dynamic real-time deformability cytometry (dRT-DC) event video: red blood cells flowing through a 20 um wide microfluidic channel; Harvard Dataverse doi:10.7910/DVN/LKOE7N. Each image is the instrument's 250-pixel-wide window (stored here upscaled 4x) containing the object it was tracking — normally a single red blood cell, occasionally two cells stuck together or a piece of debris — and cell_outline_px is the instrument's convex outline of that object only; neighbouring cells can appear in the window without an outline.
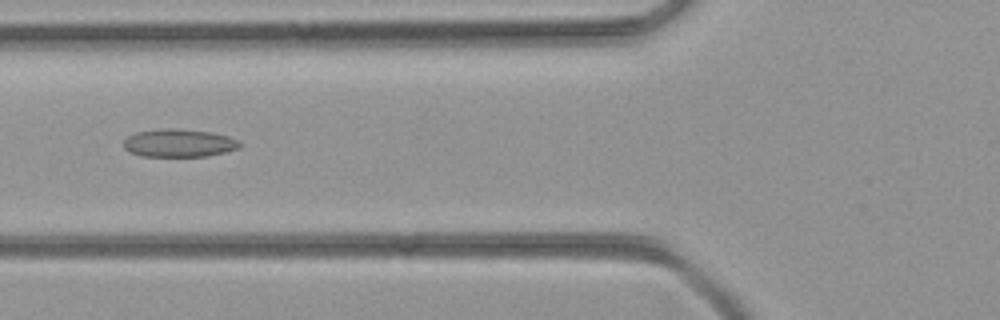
{"species": "common noctule bat (a hibernating species)", "species_latin": "Nyctalus noctula", "temperature_condition": "room temperature", "stored_images_in_passage": 48, "segment_of_instrument_passage": [1, 2], "camera_frame_rate_fps": 3000, "um_per_image_px": 0.085, "animal": {"sex": "female", "body_mass_g": 21.9}, "frame": {"image": 1, "passage_image": 18, "time_ms": 5.667, "image_size_px": [1000, 320], "cell_outline_px": [[240, 148], [208, 156], [140, 156], [124, 148], [124, 140], [128, 136], [136, 132], [164, 128], [172, 128], [212, 132], [228, 136], [236, 140], [240, 144]], "centroid_in_image_um": [15.2, 12.15], "position_along_channel_um": 110.6, "area_um2": 18.79}}
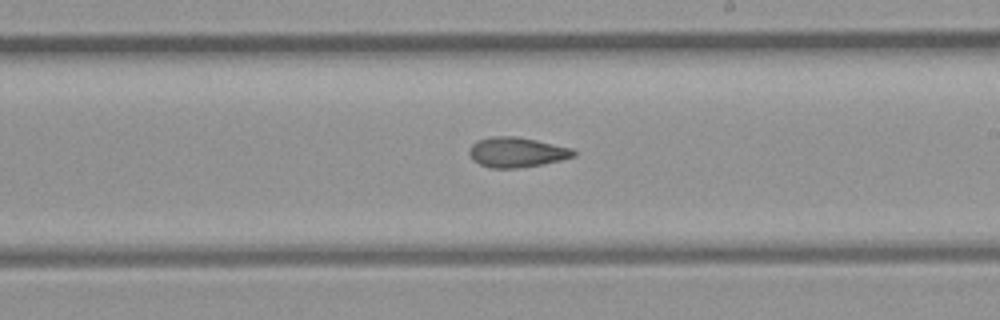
{"frame": {"image": 2, "passage_image": 27, "time_ms": 8.667, "image_size_px": [1000, 320], "cell_outline_px": [[576, 156], [560, 160], [540, 164], [516, 168], [488, 168], [472, 160], [468, 152], [468, 148], [476, 140], [492, 136], [516, 136], [536, 140], [572, 148], [576, 152]], "centroid_in_image_um": [43.87, 12.93], "position_along_channel_um": 245.1, "area_um2": 18.32}}
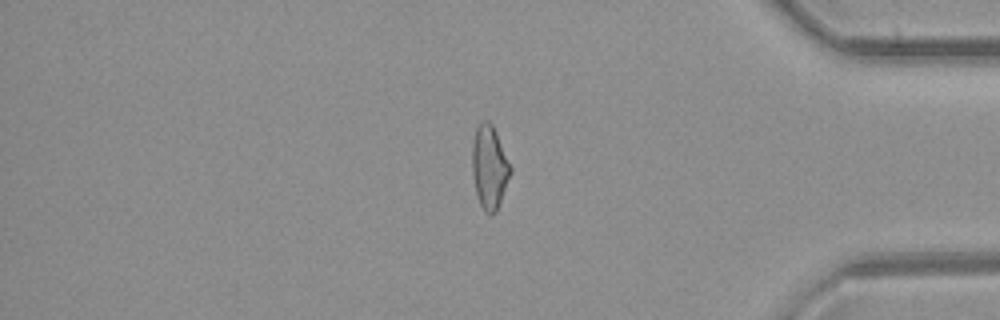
{"frame": {"image": 3, "passage_image": 39, "time_ms": 12.667, "image_size_px": [1000, 320], "cell_outline_px": [[512, 172], [496, 212], [492, 216], [484, 212], [480, 204], [476, 192], [472, 176], [472, 140], [476, 128], [480, 120], [488, 120], [492, 124], [496, 132], [512, 168]], "centroid_in_image_um": [41.59, 14.2], "position_along_channel_um": 393.6, "area_um2": 18.84}}